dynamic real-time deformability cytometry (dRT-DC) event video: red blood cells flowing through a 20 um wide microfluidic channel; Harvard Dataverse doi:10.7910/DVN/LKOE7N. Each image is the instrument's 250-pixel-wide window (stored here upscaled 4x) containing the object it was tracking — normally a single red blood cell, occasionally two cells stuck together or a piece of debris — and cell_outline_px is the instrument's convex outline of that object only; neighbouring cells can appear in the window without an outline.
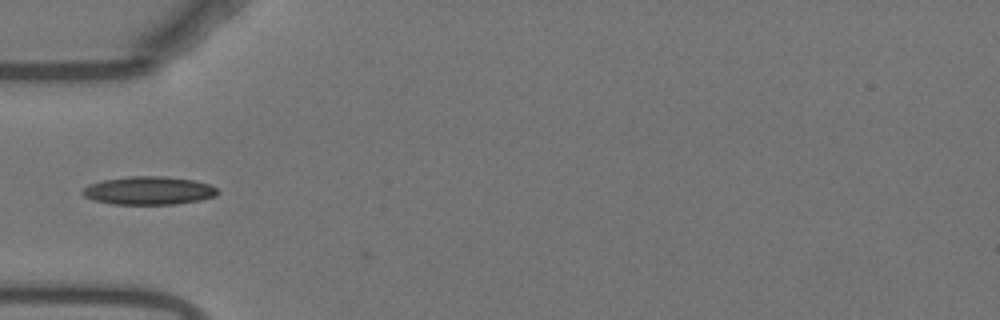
{"species": "Egyptian fruit bat (a non-hibernating species)", "species_latin": "Rousettus aegyptiacus", "temperature_condition": "warm", "stored_images_in_passage": 4, "camera_frame_rate_fps": 3000, "um_per_image_px": 0.085, "animal": {"sex": "female"}, "frame": {"image": 1, "passage_image": 2, "time_ms": 0.333, "image_size_px": [1000, 320], "cell_outline_px": [[220, 192], [216, 196], [200, 200], [176, 204], [112, 204], [96, 200], [84, 196], [80, 192], [88, 184], [104, 180], [128, 176], [164, 176], [196, 180], [208, 184], [216, 188]], "centroid_in_image_um": [12.66, 16.19], "position_along_channel_um": 72.3, "area_um2": 22.25}}